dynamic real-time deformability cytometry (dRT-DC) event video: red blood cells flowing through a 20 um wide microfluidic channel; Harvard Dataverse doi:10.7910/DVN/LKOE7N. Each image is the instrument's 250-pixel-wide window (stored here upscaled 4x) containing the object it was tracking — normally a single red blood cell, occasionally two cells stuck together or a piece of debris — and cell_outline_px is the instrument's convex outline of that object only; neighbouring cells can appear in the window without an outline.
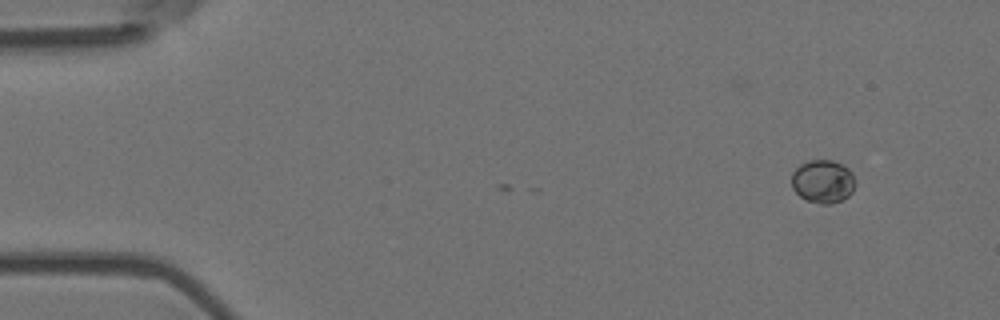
{"species": "Egyptian fruit bat (a non-hibernating species)", "species_latin": "Rousettus aegyptiacus", "temperature_condition": "room temperature", "stored_images_in_passage": 9, "camera_frame_rate_fps": 3000, "um_per_image_px": 0.085, "animal": {"sex": "female"}, "frame": {"image": 1, "passage_image": 9, "time_ms": 2.667, "image_size_px": [1000, 320], "cell_outline_px": [[856, 184], [852, 192], [848, 196], [832, 204], [820, 204], [808, 200], [800, 196], [792, 188], [792, 172], [800, 164], [808, 160], [832, 160], [848, 168], [852, 172], [856, 180]], "centroid_in_image_um": [69.96, 15.41], "position_along_channel_um": 15.0, "area_um2": 16.13}}